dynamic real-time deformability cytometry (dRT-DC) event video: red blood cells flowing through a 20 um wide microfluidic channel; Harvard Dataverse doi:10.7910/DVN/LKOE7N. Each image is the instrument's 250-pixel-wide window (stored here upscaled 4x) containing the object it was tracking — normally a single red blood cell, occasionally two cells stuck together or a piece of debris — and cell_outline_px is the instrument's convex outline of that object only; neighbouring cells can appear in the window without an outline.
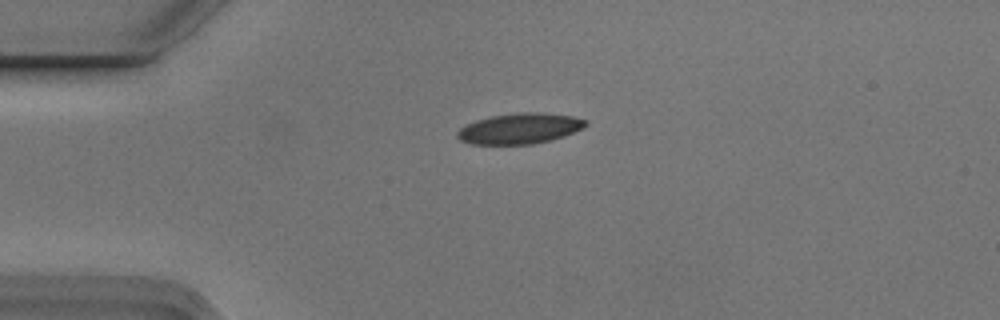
{"species": "Egyptian fruit bat (a non-hibernating species)", "species_latin": "Rousettus aegyptiacus", "temperature_condition": "cold", "stored_images_in_passage": 4, "camera_frame_rate_fps": 3000, "um_per_image_px": 0.085, "animal": {"sex": "male"}, "frame": {"image": 1, "passage_image": 1, "time_ms": 0.0, "image_size_px": [1000, 320], "cell_outline_px": [[588, 124], [564, 136], [532, 144], [472, 144], [460, 140], [456, 136], [456, 132], [460, 128], [476, 120], [492, 116], [520, 112], [536, 112], [572, 116], [588, 120]], "centroid_in_image_um": [44.15, 10.92], "position_along_channel_um": 40.9, "area_um2": 22.6}}
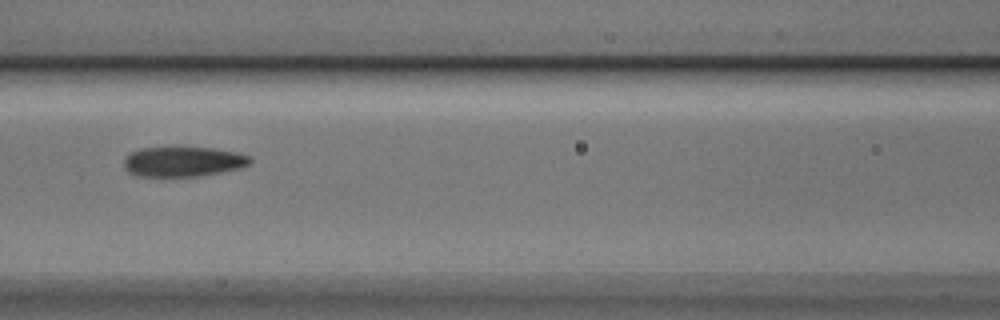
{"frame": {"image": 2, "passage_image": 4, "time_ms": 1.0, "image_size_px": [1000, 320], "cell_outline_px": [[252, 160], [248, 164], [240, 168], [200, 176], [136, 176], [128, 172], [124, 168], [124, 156], [140, 148], [184, 144], [212, 148], [236, 152], [248, 156]], "centroid_in_image_um": [15.51, 13.69], "position_along_channel_um": 151.1, "area_um2": 22.89}}